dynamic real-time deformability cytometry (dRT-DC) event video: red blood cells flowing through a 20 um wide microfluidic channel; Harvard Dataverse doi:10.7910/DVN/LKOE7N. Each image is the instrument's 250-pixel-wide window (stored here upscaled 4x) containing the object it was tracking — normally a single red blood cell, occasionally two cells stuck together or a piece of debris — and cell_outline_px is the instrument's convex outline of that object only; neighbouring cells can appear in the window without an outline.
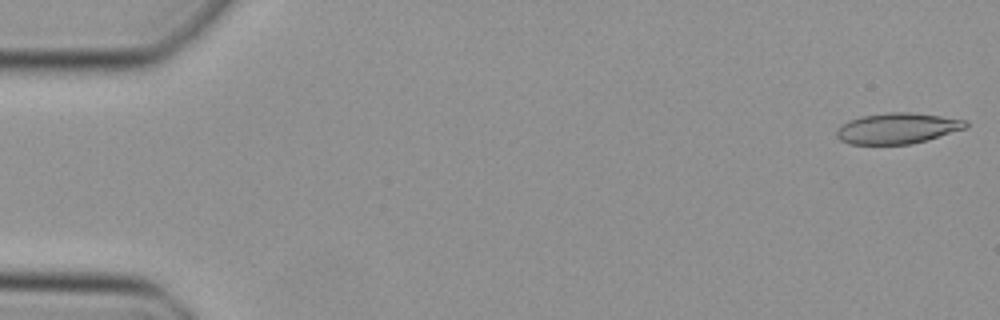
{"species": "Egyptian fruit bat (a non-hibernating species)", "species_latin": "Rousettus aegyptiacus", "temperature_condition": "cold", "stored_images_in_passage": 22, "camera_frame_rate_fps": 3000, "um_per_image_px": 0.085, "animal": {"sex": "female"}, "frame": {"image": 1, "passage_image": 1, "time_ms": 0.0, "image_size_px": [1000, 320], "cell_outline_px": [[968, 128], [928, 140], [912, 144], [848, 144], [840, 140], [836, 136], [836, 132], [840, 124], [848, 120], [860, 116], [888, 112], [912, 112], [968, 120]], "centroid_in_image_um": [76.29, 10.9], "position_along_channel_um": 8.7, "area_um2": 23.52}}
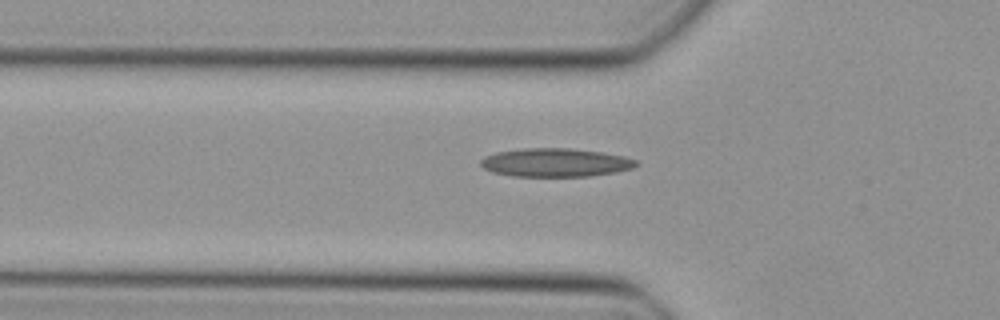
{"frame": {"image": 2, "passage_image": 16, "time_ms": 5.0, "image_size_px": [1000, 320], "cell_outline_px": [[640, 164], [632, 168], [616, 172], [588, 176], [512, 176], [492, 172], [484, 168], [480, 164], [480, 160], [484, 156], [496, 152], [524, 148], [572, 148], [600, 152], [624, 156], [636, 160]], "centroid_in_image_um": [47.2, 13.81], "position_along_channel_um": 78.6, "area_um2": 25.84}}
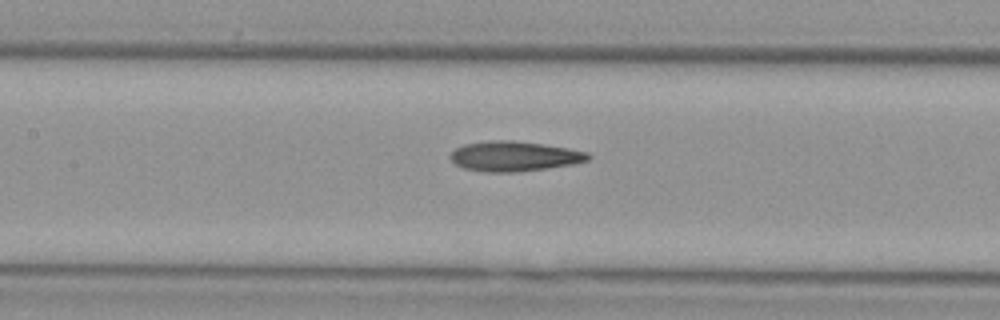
{"frame": {"image": 3, "passage_image": 22, "time_ms": 7.0, "image_size_px": [1000, 320], "cell_outline_px": [[592, 156], [588, 160], [572, 164], [516, 172], [484, 172], [464, 168], [456, 164], [448, 156], [456, 148], [464, 144], [488, 140], [512, 140], [544, 144], [568, 148], [588, 152]], "centroid_in_image_um": [43.7, 13.27], "position_along_channel_um": 163.7, "area_um2": 24.04}}